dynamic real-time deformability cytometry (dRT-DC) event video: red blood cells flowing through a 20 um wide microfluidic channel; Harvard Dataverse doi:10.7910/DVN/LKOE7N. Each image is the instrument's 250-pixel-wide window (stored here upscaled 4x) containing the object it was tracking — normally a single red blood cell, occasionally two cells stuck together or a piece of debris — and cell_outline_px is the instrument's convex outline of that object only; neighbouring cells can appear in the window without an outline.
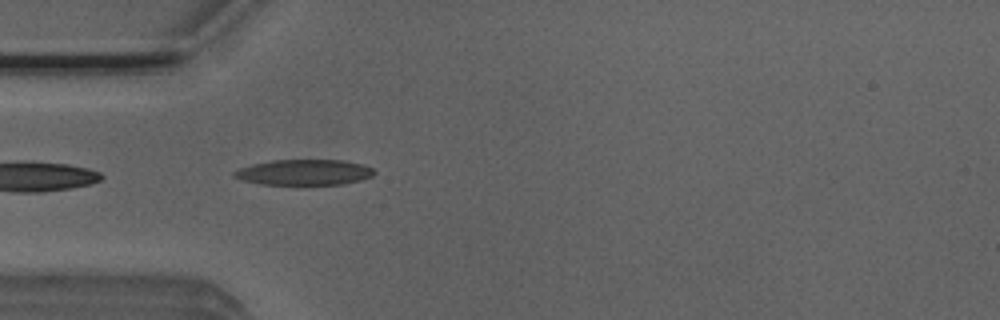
{"species": "Egyptian fruit bat (a non-hibernating species)", "species_latin": "Rousettus aegyptiacus", "temperature_condition": "room temperature", "stored_images_in_passage": 4, "camera_frame_rate_fps": 3000, "um_per_image_px": 0.085, "animal": {"sex": "male"}, "frame": {"image": 1, "passage_image": 4, "time_ms": 1.0, "image_size_px": [1000, 320], "cell_outline_px": [[376, 172], [372, 176], [360, 180], [344, 184], [300, 188], [260, 184], [244, 180], [232, 176], [232, 172], [240, 168], [252, 164], [272, 160], [344, 160], [364, 164], [372, 168]], "centroid_in_image_um": [25.86, 14.7], "position_along_channel_um": 59.1, "area_um2": 22.08}}